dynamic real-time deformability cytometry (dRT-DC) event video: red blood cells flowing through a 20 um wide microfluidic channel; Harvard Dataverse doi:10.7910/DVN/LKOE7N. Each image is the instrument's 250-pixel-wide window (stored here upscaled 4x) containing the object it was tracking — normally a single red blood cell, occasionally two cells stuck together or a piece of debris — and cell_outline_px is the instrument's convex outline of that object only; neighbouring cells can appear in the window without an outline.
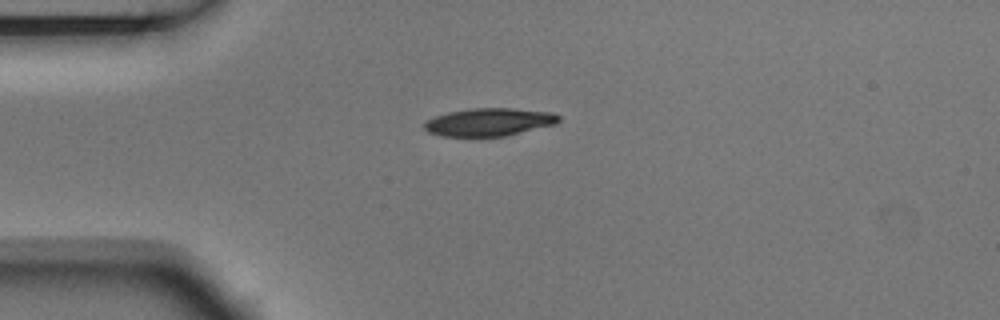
{"species": "Egyptian fruit bat (a non-hibernating species)", "species_latin": "Rousettus aegyptiacus", "temperature_condition": "room temperature", "stored_images_in_passage": 3, "camera_frame_rate_fps": 3000, "um_per_image_px": 0.085, "animal": {"sex": "male"}, "frame": {"image": 1, "passage_image": 1, "time_ms": 0.0, "image_size_px": [1000, 320], "cell_outline_px": [[560, 120], [556, 124], [504, 136], [440, 136], [428, 132], [424, 128], [424, 124], [428, 120], [436, 116], [448, 112], [472, 108], [512, 108], [552, 112], [560, 116]], "centroid_in_image_um": [41.59, 10.37], "position_along_channel_um": 43.4, "area_um2": 21.73}}
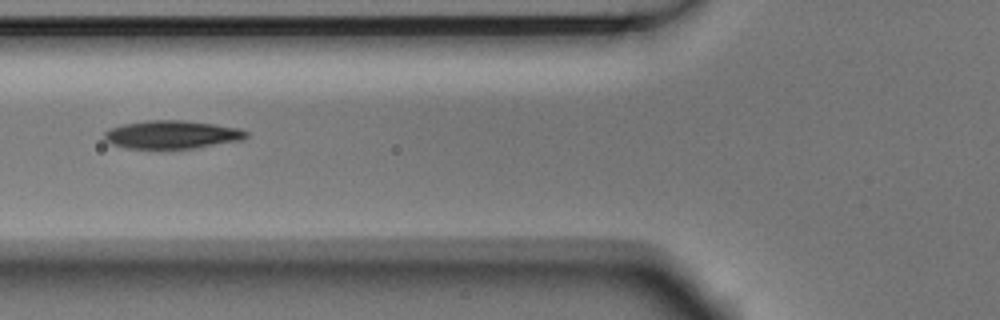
{"frame": {"image": 2, "passage_image": 3, "time_ms": 0.667, "image_size_px": [1000, 320], "cell_outline_px": [[248, 136], [244, 140], [192, 148], [124, 148], [112, 144], [104, 140], [104, 132], [112, 128], [124, 124], [148, 120], [184, 120], [240, 128], [248, 132]], "centroid_in_image_um": [14.63, 11.44], "position_along_channel_um": 111.2, "area_um2": 23.18}}